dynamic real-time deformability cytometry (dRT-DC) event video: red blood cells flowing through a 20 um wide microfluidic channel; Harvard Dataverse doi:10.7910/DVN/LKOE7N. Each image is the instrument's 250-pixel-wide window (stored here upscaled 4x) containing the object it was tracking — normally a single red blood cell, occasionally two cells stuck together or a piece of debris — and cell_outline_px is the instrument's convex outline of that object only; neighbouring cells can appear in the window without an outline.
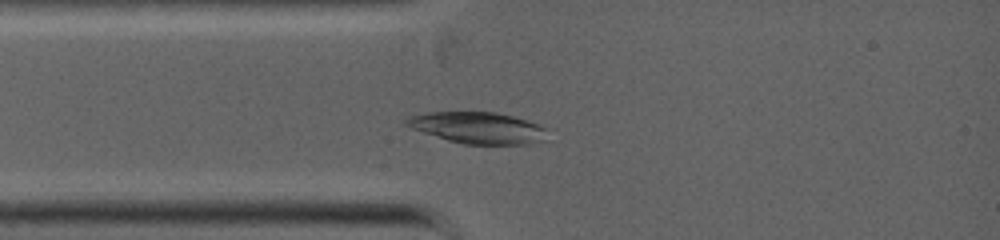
{"species": "common noctule bat (a hibernating species)", "species_latin": "Nyctalus noctula", "temperature_condition": "warm", "stored_images_in_passage": 5, "camera_frame_rate_fps": 5000, "um_per_image_px": 0.085, "animal": {"sex": "female", "body_mass_g": 19.0, "forearm_length_mm": 53.3}, "frame": {"image": 1, "passage_image": 4, "time_ms": 1.6, "image_size_px": [1000, 240], "cell_outline_px": [[548, 140], [532, 144], [464, 144], [448, 140], [412, 128], [404, 124], [404, 120], [408, 116], [428, 112], [496, 112], [512, 116], [536, 124], [544, 128]], "centroid_in_image_um": [40.61, 10.86], "position_along_channel_um": 44.4, "area_um2": 25.66}}